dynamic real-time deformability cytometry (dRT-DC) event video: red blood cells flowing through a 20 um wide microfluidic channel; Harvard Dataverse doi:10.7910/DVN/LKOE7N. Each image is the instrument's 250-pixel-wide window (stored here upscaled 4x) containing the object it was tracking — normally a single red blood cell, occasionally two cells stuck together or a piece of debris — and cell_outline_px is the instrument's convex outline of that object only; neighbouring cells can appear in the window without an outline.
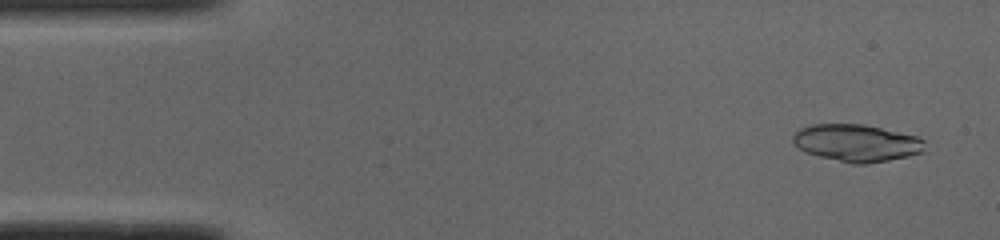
{"species": "common noctule bat (a hibernating species)", "species_latin": "Nyctalus noctula", "temperature_condition": "cold", "stored_images_in_passage": 14, "camera_frame_rate_fps": 3000, "um_per_image_px": 0.085, "animal": {"sex": "male", "body_mass_g": 19.0, "forearm_length_mm": 50.8}, "frame": {"image": 1, "passage_image": 3, "time_ms": 0.667, "image_size_px": [1000, 240], "cell_outline_px": [[924, 152], [908, 156], [888, 160], [864, 164], [852, 164], [804, 152], [792, 140], [792, 136], [800, 128], [812, 124], [864, 124], [916, 136], [924, 140]], "centroid_in_image_um": [72.81, 12.15], "position_along_channel_um": 12.2, "area_um2": 28.44}}